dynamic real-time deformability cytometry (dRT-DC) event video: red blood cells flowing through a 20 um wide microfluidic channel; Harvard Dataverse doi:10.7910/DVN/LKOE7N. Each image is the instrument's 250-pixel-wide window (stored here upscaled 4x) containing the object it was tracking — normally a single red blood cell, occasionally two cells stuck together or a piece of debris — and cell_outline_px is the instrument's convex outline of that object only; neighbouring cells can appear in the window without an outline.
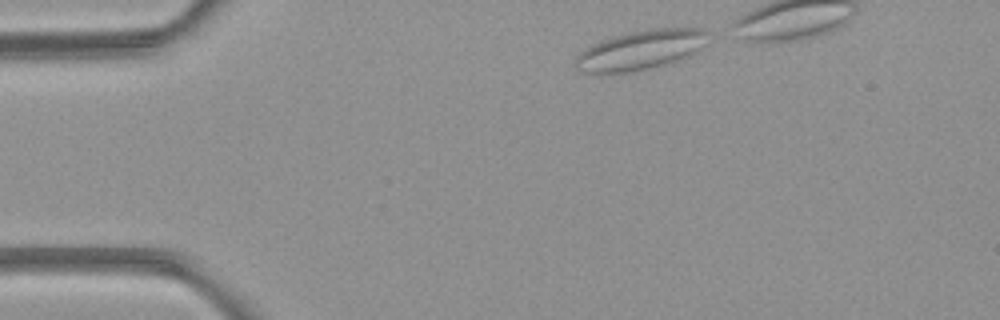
{"species": "common noctule bat (a hibernating species)", "species_latin": "Nyctalus noctula", "temperature_condition": "room temperature", "stored_images_in_passage": 3, "camera_frame_rate_fps": 3000, "um_per_image_px": 0.085, "animal": {"sex": "female", "body_mass_g": 21.9}, "frame": {"image": 1, "passage_image": 1, "time_ms": 0.0, "image_size_px": [1000, 320], "cell_outline_px": [[708, 32], [704, 48], [688, 56], [668, 64], [628, 72], [580, 72], [572, 68], [572, 64], [576, 56], [584, 48], [600, 40], [612, 36], [628, 32], [648, 28], [672, 24], [700, 28]], "centroid_in_image_um": [54.48, 4.19], "position_along_channel_um": 30.5, "area_um2": 31.62}}